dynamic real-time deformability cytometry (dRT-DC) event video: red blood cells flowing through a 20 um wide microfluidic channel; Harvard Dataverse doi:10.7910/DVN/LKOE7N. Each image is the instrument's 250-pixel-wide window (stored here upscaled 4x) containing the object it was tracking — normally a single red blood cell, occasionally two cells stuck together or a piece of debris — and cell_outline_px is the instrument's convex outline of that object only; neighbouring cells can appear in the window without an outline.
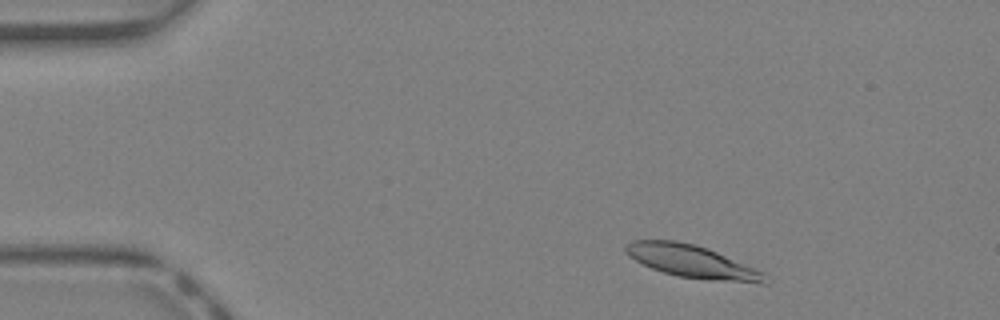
{"species": "Egyptian fruit bat (a non-hibernating species)", "species_latin": "Rousettus aegyptiacus", "temperature_condition": "warm", "stored_images_in_passage": 38, "camera_frame_rate_fps": 3000, "um_per_image_px": 0.085, "animal": {"sex": "female"}, "frame": {"image": 1, "passage_image": 3, "time_ms": 0.667, "image_size_px": [1000, 320], "cell_outline_px": [[768, 284], [760, 284], [708, 280], [676, 276], [652, 268], [628, 256], [624, 252], [624, 244], [632, 240], [676, 240], [696, 244], [756, 268], [764, 272]], "centroid_in_image_um": [58.83, 22.23], "position_along_channel_um": 26.2, "area_um2": 26.7}}
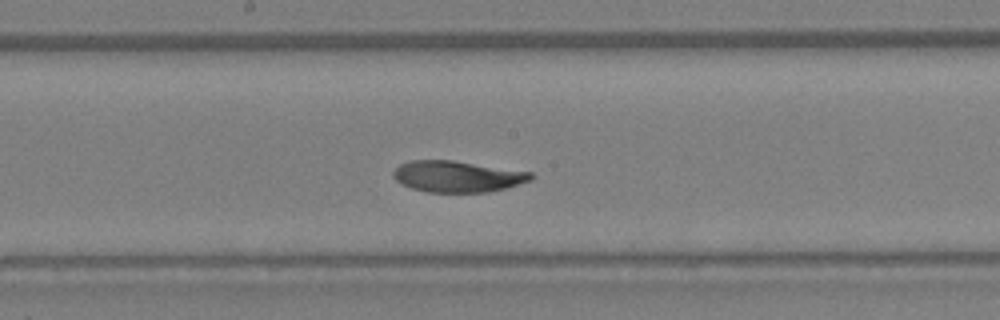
{"frame": {"image": 2, "passage_image": 19, "time_ms": 6.0, "image_size_px": [1000, 320], "cell_outline_px": [[532, 180], [508, 188], [488, 192], [428, 192], [412, 188], [396, 180], [392, 176], [392, 172], [400, 164], [412, 160], [452, 160], [532, 172]], "centroid_in_image_um": [38.89, 15.0], "position_along_channel_um": 209.3, "area_um2": 25.03}}
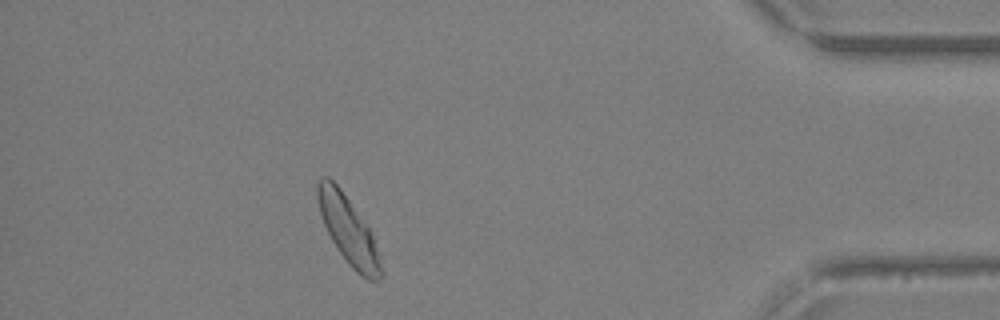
{"frame": {"image": 3, "passage_image": 34, "time_ms": 11.0, "image_size_px": [1000, 320], "cell_outline_px": [[384, 276], [376, 284], [360, 276], [348, 264], [332, 240], [324, 224], [320, 212], [316, 196], [316, 184], [324, 176], [328, 176], [340, 188], [368, 228], [380, 252], [384, 272]], "centroid_in_image_um": [29.65, 19.66], "position_along_channel_um": 405.5, "area_um2": 24.97}, "authors_computed_cell_mechanics": {"area_um2": 25.5187, "velocity_mm_per_s": 4.8672, "shape_relaxation_time_tau1_ms": 4.4103, "shape_relaxation_time_tau2_ms": 1.8047, "deformation_change_tau1": 0.1903, "deformation_change_tau2": 0.0415}}